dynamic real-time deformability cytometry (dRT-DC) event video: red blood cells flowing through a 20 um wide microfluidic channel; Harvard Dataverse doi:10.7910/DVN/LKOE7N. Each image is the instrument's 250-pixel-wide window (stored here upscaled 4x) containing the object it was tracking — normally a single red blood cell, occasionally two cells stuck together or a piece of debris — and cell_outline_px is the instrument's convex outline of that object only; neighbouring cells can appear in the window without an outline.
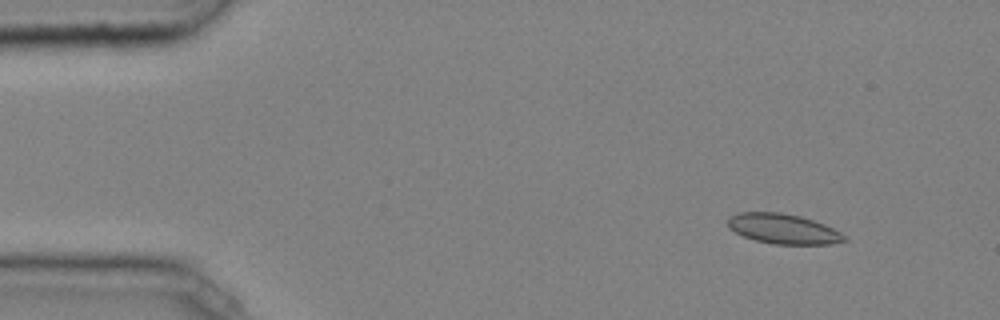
{"species": "common noctule bat (a hibernating species)", "species_latin": "Nyctalus noctula", "temperature_condition": "cold", "stored_images_in_passage": 13, "camera_frame_rate_fps": 3000, "um_per_image_px": 0.085, "animal": {"sex": "male", "body_mass_g": 20.4}, "frame": {"image": 1, "passage_image": 5, "time_ms": 1.333, "image_size_px": [1000, 320], "cell_outline_px": [[848, 240], [832, 244], [776, 244], [756, 240], [744, 236], [728, 228], [728, 216], [736, 212], [780, 212], [800, 216], [824, 224], [840, 232]], "centroid_in_image_um": [66.55, 19.44], "position_along_channel_um": 18.5, "area_um2": 20.29}}